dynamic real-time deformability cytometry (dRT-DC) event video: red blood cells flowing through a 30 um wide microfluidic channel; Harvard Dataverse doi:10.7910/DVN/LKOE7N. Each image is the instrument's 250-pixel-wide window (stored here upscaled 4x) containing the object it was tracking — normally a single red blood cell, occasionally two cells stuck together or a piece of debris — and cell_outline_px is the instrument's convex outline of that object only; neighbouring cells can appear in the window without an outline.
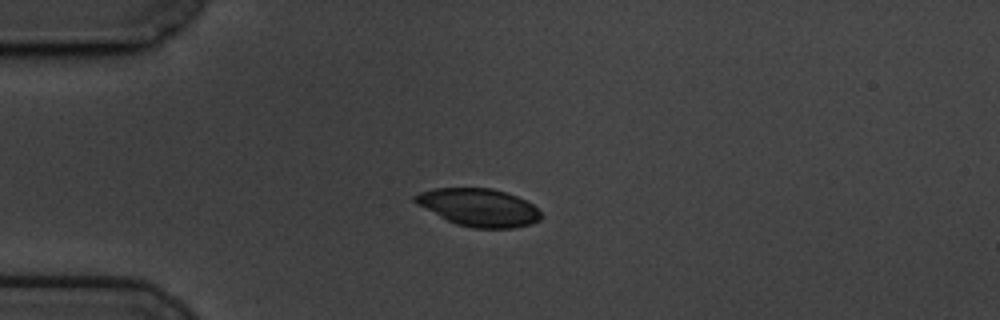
{"species": "common noctule bat (a hibernating species)", "species_latin": "Nyctalus noctula", "temperature_condition": "cold", "stored_images_in_passage": 45, "camera_frame_rate_fps": 3000, "um_per_image_px": 0.085, "animal": {"sex": "male", "body_mass_g": 19.5, "forearm_length_mm": 54.6}, "frame": {"image": 1, "passage_image": 1, "time_ms": 0.0, "image_size_px": [1000, 320], "cell_outline_px": [[540, 220], [532, 224], [512, 228], [472, 228], [456, 224], [416, 204], [412, 200], [412, 196], [420, 192], [436, 188], [492, 188], [516, 196], [532, 204], [540, 212]], "centroid_in_image_um": [40.67, 17.63], "position_along_channel_um": 44.3, "area_um2": 27.51}}
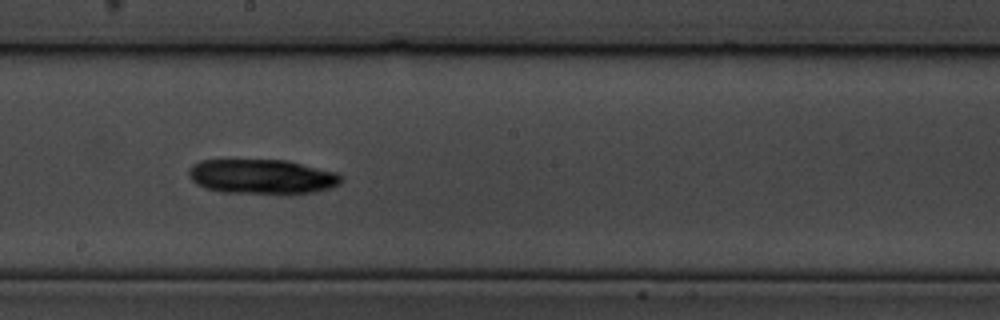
{"frame": {"image": 2, "passage_image": 19, "time_ms": 6.0, "image_size_px": [1000, 320], "cell_outline_px": [[344, 176], [340, 184], [332, 188], [316, 192], [288, 196], [280, 196], [220, 192], [204, 188], [196, 184], [188, 176], [188, 168], [192, 164], [200, 160], [288, 160], [336, 172]], "centroid_in_image_um": [22.3, 15.06], "position_along_channel_um": 225.9, "area_um2": 32.19}}
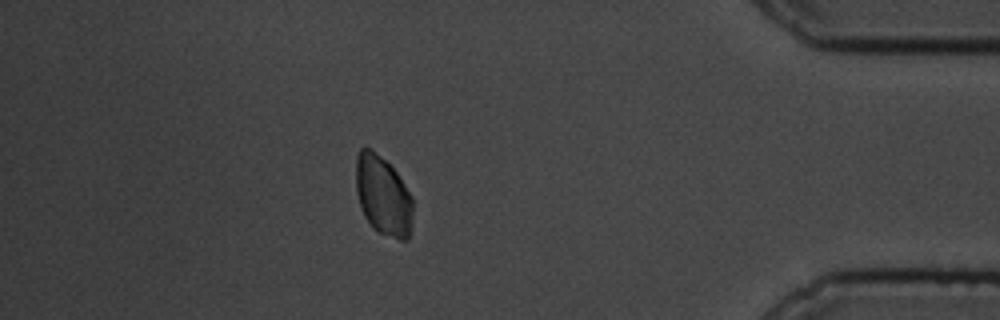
{"frame": {"image": 3, "passage_image": 38, "time_ms": 12.333, "image_size_px": [1000, 320], "cell_outline_px": [[412, 212], [408, 240], [400, 240], [380, 232], [364, 216], [360, 208], [356, 192], [356, 156], [360, 148], [364, 144], [372, 148], [396, 172], [412, 196]], "centroid_in_image_um": [32.53, 16.57], "position_along_channel_um": 402.7, "area_um2": 26.24}, "authors_computed_cell_mechanics": {"area_um2": 29.2468, "velocity_mm_per_s": 3.4012, "shape_relaxation_time_tau1_ms": 2.3932, "shape_relaxation_time_tau2_ms": null, "deformation_change_tau1": 0.0354, "deformation_change_tau2": null}}